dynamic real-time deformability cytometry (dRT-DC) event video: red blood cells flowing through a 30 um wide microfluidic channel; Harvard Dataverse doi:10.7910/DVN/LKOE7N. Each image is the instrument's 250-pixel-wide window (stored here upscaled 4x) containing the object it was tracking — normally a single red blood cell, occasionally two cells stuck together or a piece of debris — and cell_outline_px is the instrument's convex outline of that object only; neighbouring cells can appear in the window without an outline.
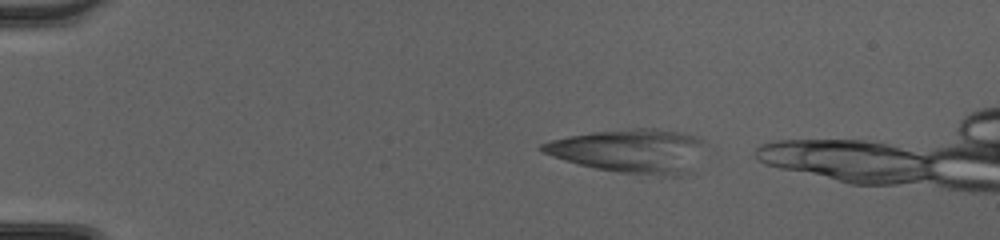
{"species": "common noctule bat (a hibernating species)", "species_latin": "Nyctalus noctula", "temperature_condition": "cold", "stored_images_in_passage": 45, "camera_frame_rate_fps": 3000, "um_per_image_px": 0.085, "animal": {"sex": "female", "body_mass_g": 20.0, "forearm_length_mm": 54.0}, "frame": {"image": 1, "passage_image": 9, "time_ms": 2.667, "image_size_px": [1000, 240], "cell_outline_px": [[700, 140], [680, 176], [664, 176], [620, 172], [596, 168], [580, 164], [552, 156], [540, 152], [540, 144], [552, 140], [568, 136], [596, 132], [632, 128], [656, 128], [676, 132], [692, 136]], "centroid_in_image_um": [53.31, 12.8], "position_along_channel_um": 31.7, "area_um2": 39.25}}